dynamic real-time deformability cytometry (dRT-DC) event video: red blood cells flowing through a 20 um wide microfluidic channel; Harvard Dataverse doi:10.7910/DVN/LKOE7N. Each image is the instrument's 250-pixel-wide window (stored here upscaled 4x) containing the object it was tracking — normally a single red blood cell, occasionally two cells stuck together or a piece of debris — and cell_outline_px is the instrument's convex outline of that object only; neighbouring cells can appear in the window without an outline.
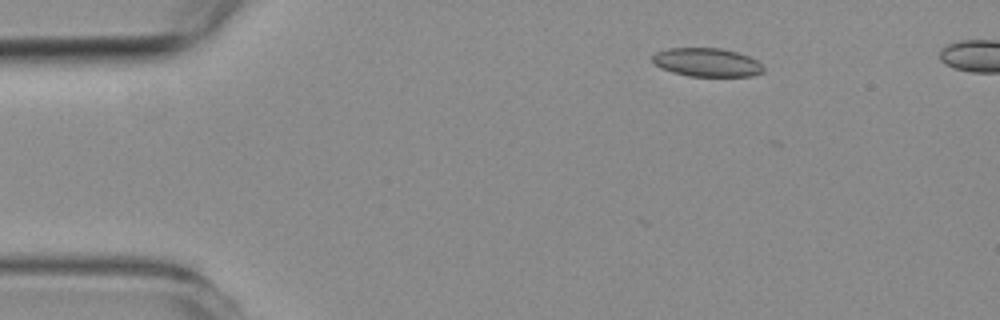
{"species": "common noctule bat (a hibernating species)", "species_latin": "Nyctalus noctula", "temperature_condition": "room temperature", "stored_images_in_passage": 5, "camera_frame_rate_fps": 3000, "um_per_image_px": 0.085, "animal": {"sex": "female", "body_mass_g": 19.3, "forearm_length_mm": 54.1}, "frame": {"image": 1, "passage_image": 2, "time_ms": 0.333, "image_size_px": [1000, 320], "cell_outline_px": [[764, 72], [752, 76], [688, 76], [672, 72], [660, 68], [652, 60], [652, 56], [656, 52], [668, 48], [720, 48], [736, 52], [748, 56], [756, 60], [764, 68]], "centroid_in_image_um": [60.07, 5.3], "position_along_channel_um": 24.9, "area_um2": 18.44}}